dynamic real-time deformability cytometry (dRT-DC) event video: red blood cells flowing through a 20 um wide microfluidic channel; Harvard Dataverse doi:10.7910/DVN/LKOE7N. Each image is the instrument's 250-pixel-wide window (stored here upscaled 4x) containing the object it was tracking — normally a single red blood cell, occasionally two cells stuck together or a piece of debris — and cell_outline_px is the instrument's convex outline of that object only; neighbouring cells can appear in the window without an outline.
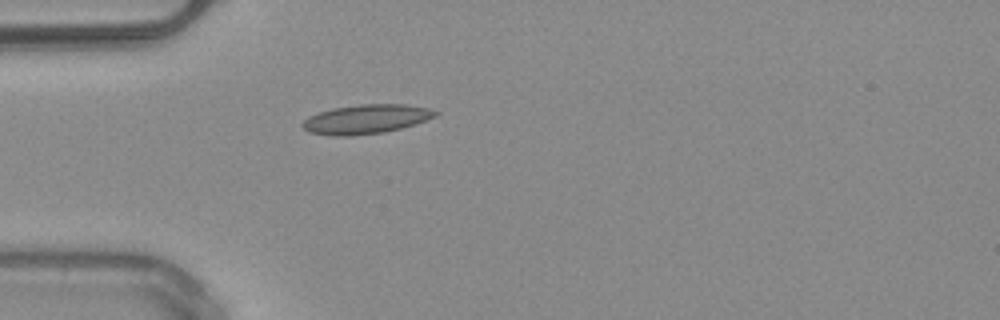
{"species": "common noctule bat (a hibernating species)", "species_latin": "Nyctalus noctula", "temperature_condition": "warm", "stored_images_in_passage": 6, "camera_frame_rate_fps": 3000, "um_per_image_px": 0.085, "animal": {"sex": "male", "body_mass_g": 20.4}, "frame": {"image": 1, "passage_image": 1, "time_ms": 0.0, "image_size_px": [1000, 320], "cell_outline_px": [[440, 112], [436, 116], [416, 124], [384, 132], [352, 136], [332, 136], [308, 132], [300, 124], [308, 116], [332, 108], [360, 104], [404, 104], [428, 108]], "centroid_in_image_um": [31.1, 10.13], "position_along_channel_um": 53.9, "area_um2": 22.72}}
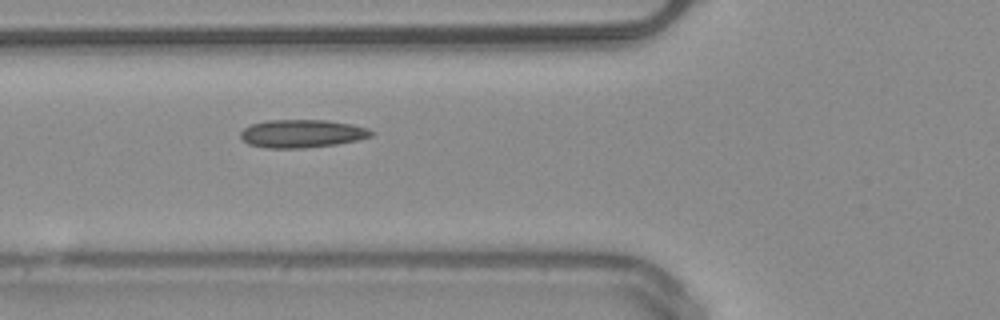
{"frame": {"image": 2, "passage_image": 5, "time_ms": 1.333, "image_size_px": [1000, 320], "cell_outline_px": [[376, 132], [372, 136], [356, 140], [336, 144], [304, 148], [268, 148], [248, 144], [240, 136], [240, 132], [244, 128], [252, 124], [268, 120], [328, 120], [352, 124], [368, 128]], "centroid_in_image_um": [25.69, 11.35], "position_along_channel_um": 100.1, "area_um2": 21.39}}